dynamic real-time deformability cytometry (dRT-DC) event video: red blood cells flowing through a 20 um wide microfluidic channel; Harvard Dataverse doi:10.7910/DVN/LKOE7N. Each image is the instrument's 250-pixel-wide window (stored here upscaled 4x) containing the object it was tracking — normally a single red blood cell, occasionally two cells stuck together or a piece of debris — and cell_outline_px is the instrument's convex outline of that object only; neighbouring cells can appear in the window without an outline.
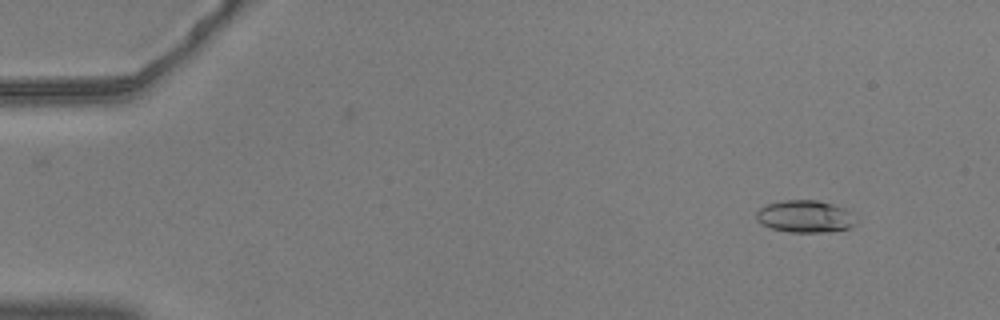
{"species": "common noctule bat (a hibernating species)", "species_latin": "Nyctalus noctula", "temperature_condition": "warm", "stored_images_in_passage": 56, "camera_frame_rate_fps": 3000, "um_per_image_px": 0.085, "animal": {"sex": "male", "body_mass_g": 20.5, "forearm_length_mm": 52.5}, "frame": {"image": 1, "passage_image": 5, "time_ms": 1.333, "image_size_px": [1000, 320], "cell_outline_px": [[860, 220], [856, 224], [848, 228], [824, 232], [788, 232], [772, 228], [756, 220], [756, 212], [760, 208], [768, 204], [780, 200], [816, 200], [832, 204], [844, 208], [852, 212]], "centroid_in_image_um": [68.48, 18.39], "position_along_channel_um": 16.5, "area_um2": 18.84}}
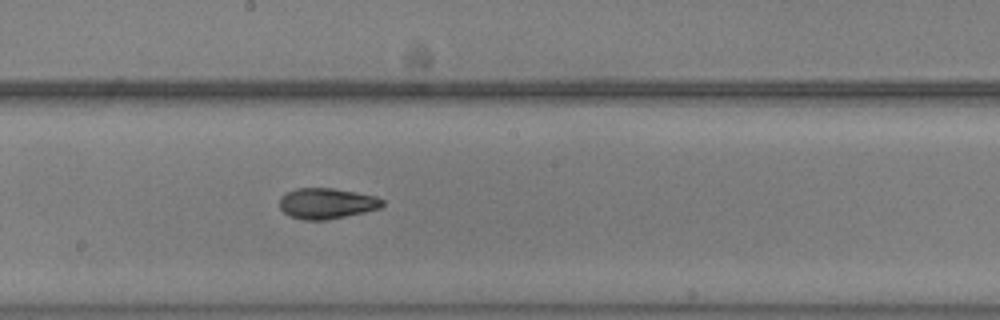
{"frame": {"image": 2, "passage_image": 31, "time_ms": 10.0, "image_size_px": [1000, 320], "cell_outline_px": [[384, 204], [380, 208], [364, 212], [328, 220], [304, 220], [288, 216], [280, 208], [280, 196], [296, 188], [332, 188], [356, 192], [376, 196], [384, 200]], "centroid_in_image_um": [27.77, 17.29], "position_along_channel_um": 220.4, "area_um2": 18.5}}
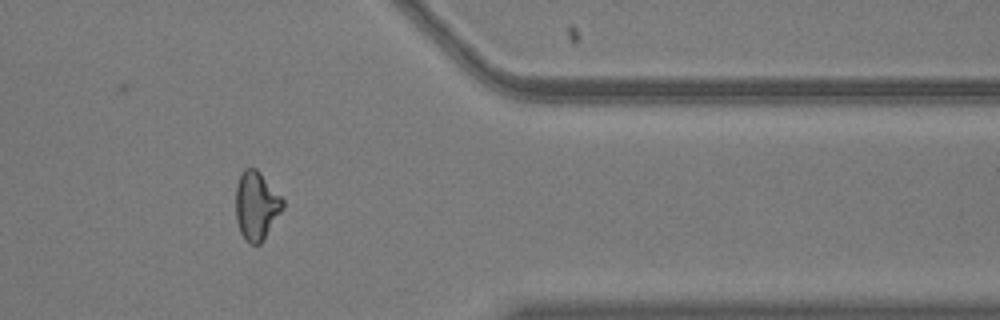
{"frame": {"image": 3, "passage_image": 46, "time_ms": 15.0, "image_size_px": [1000, 320], "cell_outline_px": [[284, 208], [260, 244], [248, 244], [244, 240], [240, 232], [236, 220], [236, 184], [244, 168], [256, 168], [260, 172], [284, 200]], "centroid_in_image_um": [21.78, 17.49], "position_along_channel_um": 389.6, "area_um2": 18.79}, "authors_computed_cell_mechanics": {"area_um2": 18.4671, "velocity_mm_per_s": 3.6833, "shape_relaxation_time_tau1_ms": 5.2381, "shape_relaxation_time_tau2_ms": 3.0229, "deformation_change_tau1": 0.1732, "deformation_change_tau2": 0.0965}}